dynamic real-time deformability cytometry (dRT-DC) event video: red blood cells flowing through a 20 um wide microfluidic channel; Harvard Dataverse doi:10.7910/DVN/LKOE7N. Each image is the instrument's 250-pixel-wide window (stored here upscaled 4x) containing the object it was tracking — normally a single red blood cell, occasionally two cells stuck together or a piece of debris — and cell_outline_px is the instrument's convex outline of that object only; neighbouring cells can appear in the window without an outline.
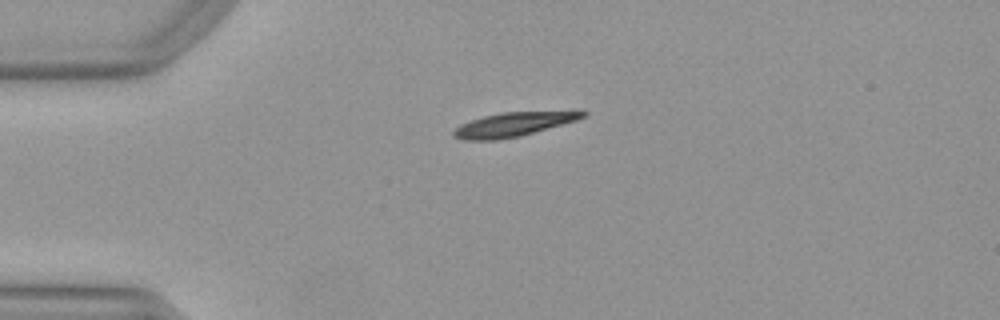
{"species": "Egyptian fruit bat (a non-hibernating species)", "species_latin": "Rousettus aegyptiacus", "temperature_condition": "warm", "stored_images_in_passage": 43, "camera_frame_rate_fps": 3000, "um_per_image_px": 0.085, "animal": {"sex": "female"}, "frame": {"image": 1, "passage_image": 4, "time_ms": 1.0, "image_size_px": [1000, 320], "cell_outline_px": [[588, 116], [576, 120], [520, 136], [496, 140], [464, 140], [452, 136], [452, 132], [460, 124], [484, 116], [500, 112], [576, 108], [588, 112]], "centroid_in_image_um": [43.79, 10.51], "position_along_channel_um": 41.2, "area_um2": 18.96}}
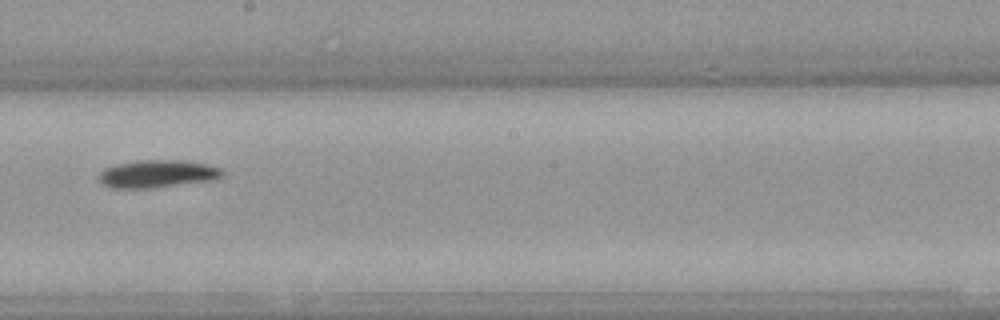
{"frame": {"image": 2, "passage_image": 21, "time_ms": 6.667, "image_size_px": [1000, 320], "cell_outline_px": [[224, 172], [216, 180], [152, 188], [108, 188], [100, 184], [96, 180], [96, 176], [104, 168], [116, 164], [140, 160], [184, 160], [204, 164], [220, 168]], "centroid_in_image_um": [13.29, 14.79], "position_along_channel_um": 234.9, "area_um2": 20.23}}
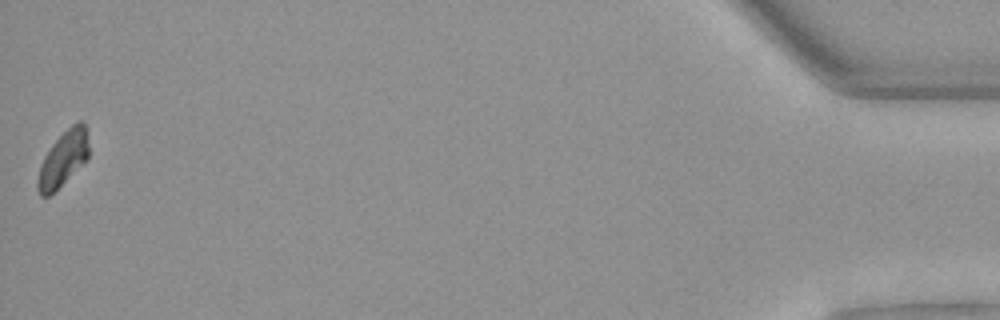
{"frame": {"image": 3, "passage_image": 43, "time_ms": 14.0, "image_size_px": [1000, 320], "cell_outline_px": [[88, 160], [48, 196], [40, 196], [36, 188], [36, 184], [40, 164], [44, 156], [52, 144], [72, 124], [80, 120], [84, 120], [88, 144]], "centroid_in_image_um": [5.36, 13.5], "position_along_channel_um": 429.8, "area_um2": 16.3}, "authors_computed_cell_mechanics": {"area_um2": 18.3226, "velocity_mm_per_s": 3.9514, "shape_relaxation_time_tau1_ms": 5.7418, "shape_relaxation_time_tau2_ms": null, "deformation_change_tau1": 0.1487, "deformation_change_tau2": null}}